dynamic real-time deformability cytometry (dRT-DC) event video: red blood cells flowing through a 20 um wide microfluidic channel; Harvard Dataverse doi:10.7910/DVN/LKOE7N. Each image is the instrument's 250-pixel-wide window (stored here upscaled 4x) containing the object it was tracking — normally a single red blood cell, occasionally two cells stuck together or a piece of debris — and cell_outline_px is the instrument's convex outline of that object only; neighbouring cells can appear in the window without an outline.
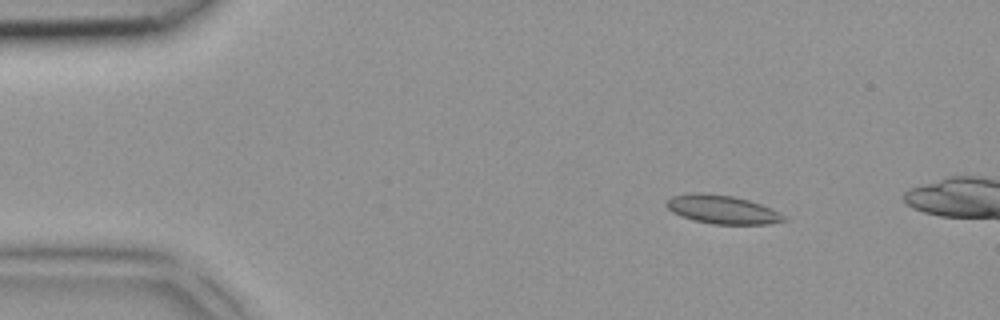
{"species": "common noctule bat (a hibernating species)", "species_latin": "Nyctalus noctula", "temperature_condition": "room temperature", "stored_images_in_passage": 4, "camera_frame_rate_fps": 3000, "um_per_image_px": 0.085, "animal": {"sex": "female", "body_mass_g": 18.4}, "frame": {"image": 1, "passage_image": 1, "time_ms": 0.0, "image_size_px": [1000, 320], "cell_outline_px": [[788, 220], [768, 224], [712, 224], [692, 220], [680, 216], [672, 212], [664, 204], [672, 196], [692, 192], [704, 192], [732, 196], [748, 200], [772, 208], [784, 216]], "centroid_in_image_um": [61.36, 17.8], "position_along_channel_um": 23.6, "area_um2": 19.65}}